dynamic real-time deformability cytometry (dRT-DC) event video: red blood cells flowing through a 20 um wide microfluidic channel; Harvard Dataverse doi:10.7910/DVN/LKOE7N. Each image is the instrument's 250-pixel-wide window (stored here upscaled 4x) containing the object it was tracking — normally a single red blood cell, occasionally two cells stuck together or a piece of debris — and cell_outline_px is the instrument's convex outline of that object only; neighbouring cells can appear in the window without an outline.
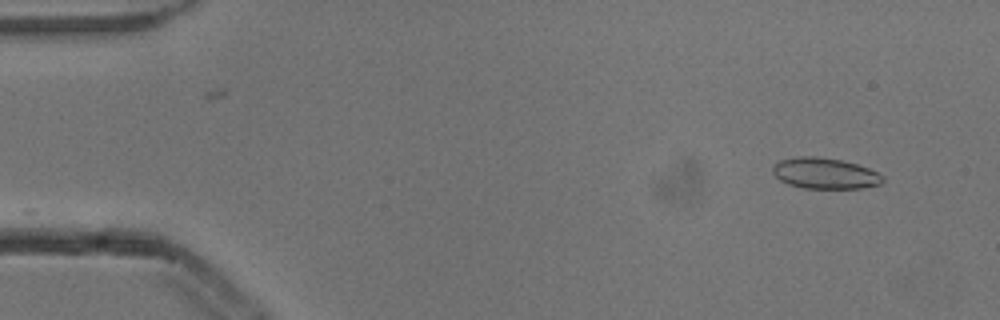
{"species": "common noctule bat (a hibernating species)", "species_latin": "Nyctalus noctula", "temperature_condition": "cold", "stored_images_in_passage": 18, "camera_frame_rate_fps": 3000, "um_per_image_px": 0.085, "animal": {"sex": "male", "body_mass_g": 13.3}, "frame": {"image": 1, "passage_image": 2, "time_ms": 0.333, "image_size_px": [1000, 320], "cell_outline_px": [[884, 180], [880, 184], [860, 188], [804, 188], [788, 184], [780, 180], [772, 172], [772, 168], [780, 160], [796, 156], [816, 156], [840, 160], [856, 164], [868, 168], [884, 176]], "centroid_in_image_um": [70.1, 14.73], "position_along_channel_um": 14.9, "area_um2": 19.71}}
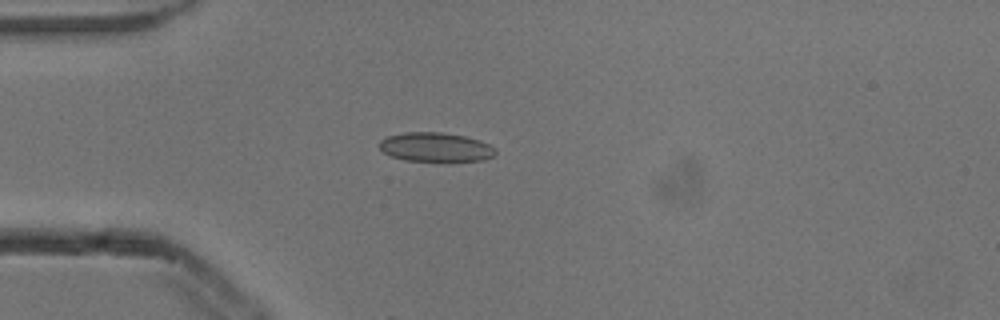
{"frame": {"image": 2, "passage_image": 12, "time_ms": 3.667, "image_size_px": [1000, 320], "cell_outline_px": [[496, 152], [492, 156], [484, 160], [404, 160], [392, 156], [384, 152], [380, 148], [380, 140], [388, 136], [404, 132], [440, 132], [464, 136], [480, 140], [496, 148]], "centroid_in_image_um": [37.03, 12.49], "position_along_channel_um": 48.0, "area_um2": 19.36}}
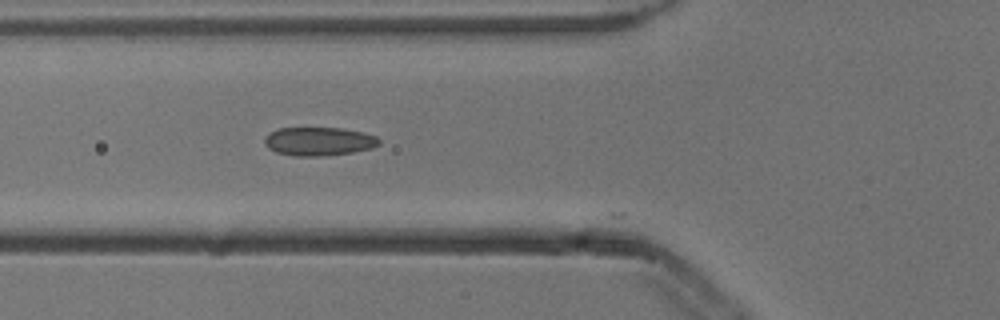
{"frame": {"image": 3, "passage_image": 17, "time_ms": 5.333, "image_size_px": [1000, 320], "cell_outline_px": [[380, 144], [372, 148], [352, 152], [324, 156], [292, 156], [276, 152], [268, 148], [264, 144], [264, 140], [268, 132], [280, 128], [344, 128], [364, 132], [376, 136], [380, 140]], "centroid_in_image_um": [27.09, 12.01], "position_along_channel_um": 98.7, "area_um2": 19.25}}